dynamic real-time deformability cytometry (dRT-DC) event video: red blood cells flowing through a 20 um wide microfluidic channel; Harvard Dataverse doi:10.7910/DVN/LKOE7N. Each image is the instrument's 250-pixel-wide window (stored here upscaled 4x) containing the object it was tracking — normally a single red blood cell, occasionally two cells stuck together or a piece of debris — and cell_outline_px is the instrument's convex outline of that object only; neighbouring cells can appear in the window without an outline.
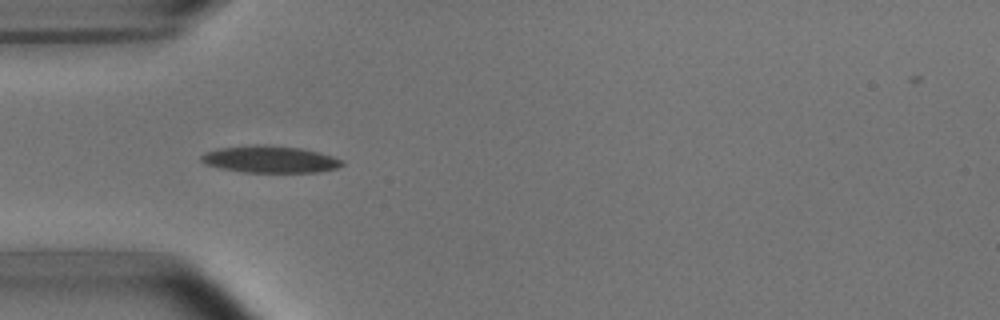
{"species": "common noctule bat (a hibernating species)", "species_latin": "Nyctalus noctula", "temperature_condition": "room temperature", "stored_images_in_passage": 2, "camera_frame_rate_fps": 3000, "um_per_image_px": 0.085, "animal": {"sex": "male", "body_mass_g": 15.6}, "frame": {"image": 1, "passage_image": 1, "time_ms": 0.0, "image_size_px": [1000, 320], "cell_outline_px": [[344, 164], [336, 168], [316, 172], [244, 172], [220, 168], [204, 164], [200, 160], [200, 156], [204, 152], [220, 148], [252, 144], [268, 144], [304, 148], [320, 152], [344, 160]], "centroid_in_image_um": [22.94, 13.52], "position_along_channel_um": 62.1, "area_um2": 22.43}}